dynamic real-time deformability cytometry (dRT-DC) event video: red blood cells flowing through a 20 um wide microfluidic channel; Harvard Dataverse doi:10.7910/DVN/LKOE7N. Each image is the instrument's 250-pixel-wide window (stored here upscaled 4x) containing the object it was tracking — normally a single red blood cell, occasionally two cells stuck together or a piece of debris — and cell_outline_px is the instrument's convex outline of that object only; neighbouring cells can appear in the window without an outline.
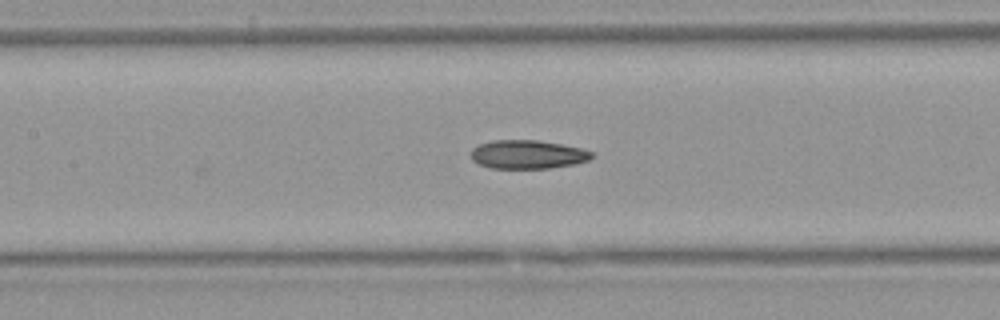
{"species": "Egyptian fruit bat (a non-hibernating species)", "species_latin": "Rousettus aegyptiacus", "temperature_condition": "warm", "stored_images_in_passage": 7, "camera_frame_rate_fps": 3000, "um_per_image_px": 0.085, "animal": {"sex": "female"}, "frame": {"image": 1, "passage_image": 6, "time_ms": 6.0, "image_size_px": [1000, 320], "cell_outline_px": [[592, 156], [588, 160], [576, 164], [548, 168], [488, 168], [472, 160], [472, 148], [480, 144], [492, 140], [536, 140], [584, 148], [592, 152]], "centroid_in_image_um": [44.85, 13.12], "position_along_channel_um": 162.5, "area_um2": 20.11}}